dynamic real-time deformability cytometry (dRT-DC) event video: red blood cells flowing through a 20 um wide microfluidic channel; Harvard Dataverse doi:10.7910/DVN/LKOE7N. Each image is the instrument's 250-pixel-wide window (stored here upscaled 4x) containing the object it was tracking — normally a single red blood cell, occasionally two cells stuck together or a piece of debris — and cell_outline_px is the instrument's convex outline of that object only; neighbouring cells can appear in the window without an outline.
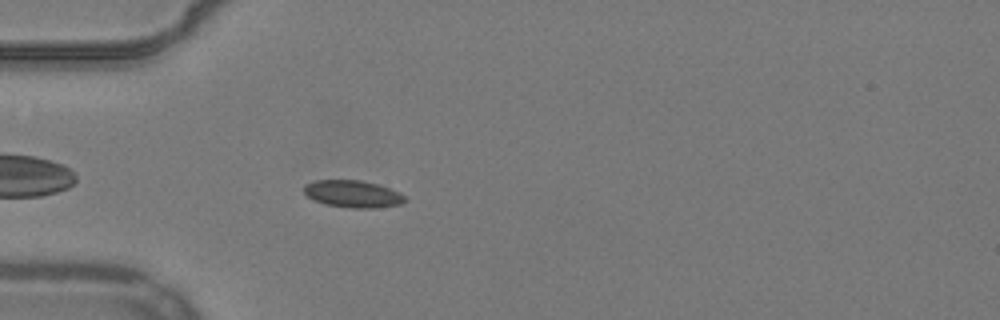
{"species": "common noctule bat (a hibernating species)", "species_latin": "Nyctalus noctula", "temperature_condition": "warm", "stored_images_in_passage": 41, "camera_frame_rate_fps": 3000, "um_per_image_px": 0.085, "animal": {"sex": "male", "body_mass_g": 19.2, "forearm_length_mm": 51.8}, "frame": {"image": 1, "passage_image": 4, "time_ms": 1.0, "image_size_px": [1000, 320], "cell_outline_px": [[408, 200], [400, 204], [376, 208], [352, 208], [324, 204], [308, 196], [304, 192], [304, 184], [316, 180], [360, 180], [376, 184], [400, 192]], "centroid_in_image_um": [30.0, 16.48], "position_along_channel_um": 55.0, "area_um2": 15.9}}
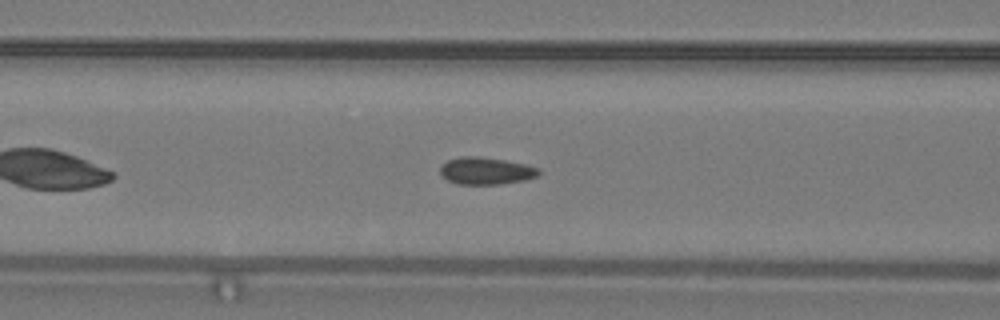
{"frame": {"image": 2, "passage_image": 10, "time_ms": 3.0, "image_size_px": [1000, 320], "cell_outline_px": [[540, 172], [536, 176], [524, 180], [500, 184], [460, 184], [448, 180], [440, 172], [440, 164], [448, 160], [460, 156], [480, 156], [504, 160], [524, 164], [540, 168]], "centroid_in_image_um": [41.29, 14.51], "position_along_channel_um": 125.3, "area_um2": 15.55}}
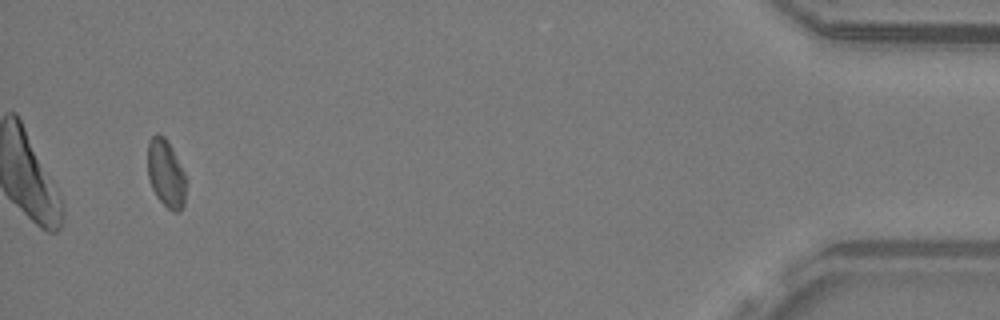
{"frame": {"image": 3, "passage_image": 39, "time_ms": 12.667, "image_size_px": [1000, 320], "cell_outline_px": [[188, 180], [184, 204], [180, 212], [172, 212], [156, 196], [152, 188], [148, 176], [148, 140], [156, 132], [160, 132], [164, 136], [172, 148]], "centroid_in_image_um": [14.13, 14.75], "position_along_channel_um": 421.1, "area_um2": 15.49}, "authors_computed_cell_mechanics": {"area_um2": 15.606, "velocity_mm_per_s": 3.8785, "shape_relaxation_time_tau1_ms": null, "shape_relaxation_time_tau2_ms": 1.1294, "deformation_change_tau1": null, "deformation_change_tau2": 0.039}}